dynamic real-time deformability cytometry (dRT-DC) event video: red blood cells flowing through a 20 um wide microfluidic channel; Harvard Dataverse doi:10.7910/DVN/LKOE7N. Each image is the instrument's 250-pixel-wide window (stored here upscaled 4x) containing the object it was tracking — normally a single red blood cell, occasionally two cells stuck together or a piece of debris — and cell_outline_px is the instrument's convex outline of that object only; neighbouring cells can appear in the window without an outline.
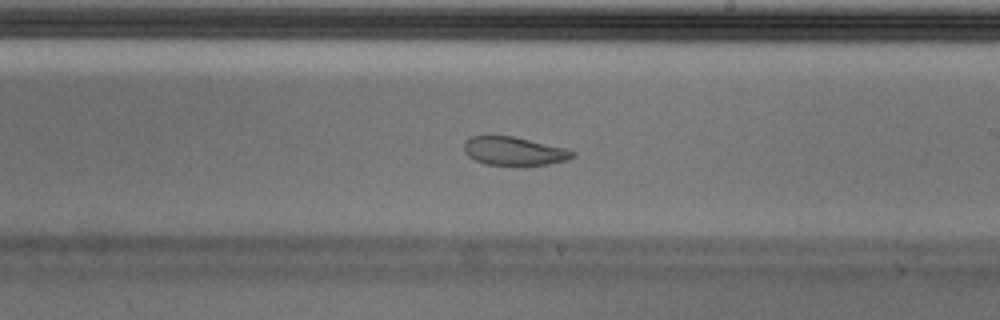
{"species": "Egyptian fruit bat (a non-hibernating species)", "species_latin": "Rousettus aegyptiacus", "temperature_condition": "cold", "stored_images_in_passage": 55, "segment_of_instrument_passage": [1, 2], "camera_frame_rate_fps": 3000, "um_per_image_px": 0.085, "animal": {"sex": "male"}, "frame": {"image": 1, "passage_image": 32, "time_ms": 10.333, "image_size_px": [1000, 320], "cell_outline_px": [[576, 156], [568, 160], [548, 164], [488, 164], [476, 160], [468, 156], [464, 152], [464, 144], [472, 136], [512, 136], [564, 148], [576, 152]], "centroid_in_image_um": [43.72, 12.84], "position_along_channel_um": 245.3, "area_um2": 17.51}}